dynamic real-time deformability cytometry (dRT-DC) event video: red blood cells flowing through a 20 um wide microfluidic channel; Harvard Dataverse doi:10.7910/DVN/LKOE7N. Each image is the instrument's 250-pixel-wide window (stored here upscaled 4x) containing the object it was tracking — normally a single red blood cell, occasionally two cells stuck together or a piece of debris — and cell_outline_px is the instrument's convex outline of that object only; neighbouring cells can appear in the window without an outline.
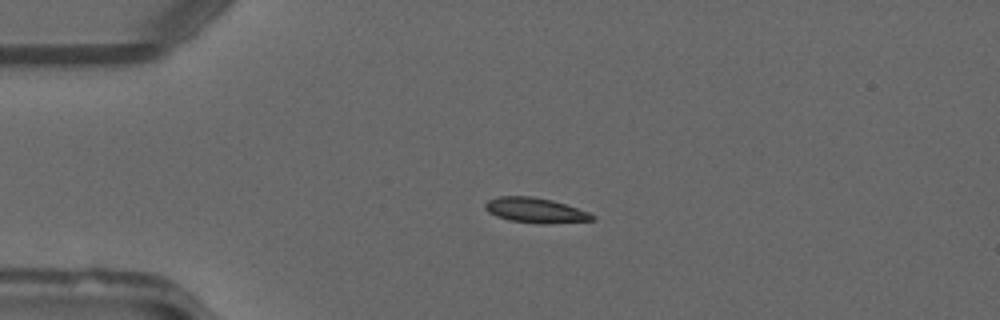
{"species": "common noctule bat (a hibernating species)", "species_latin": "Nyctalus noctula", "temperature_condition": "warm", "stored_images_in_passage": 50, "camera_frame_rate_fps": 3000, "um_per_image_px": 0.085, "animal": {"sex": "male", "forearm_length_mm": 52.5}, "frame": {"image": 1, "passage_image": 12, "time_ms": 3.667, "image_size_px": [1000, 320], "cell_outline_px": [[596, 220], [544, 224], [508, 220], [496, 216], [488, 212], [484, 208], [484, 204], [488, 200], [500, 196], [532, 196], [552, 200], [588, 212], [596, 216]], "centroid_in_image_um": [45.5, 17.88], "position_along_channel_um": 39.5, "area_um2": 15.61}}
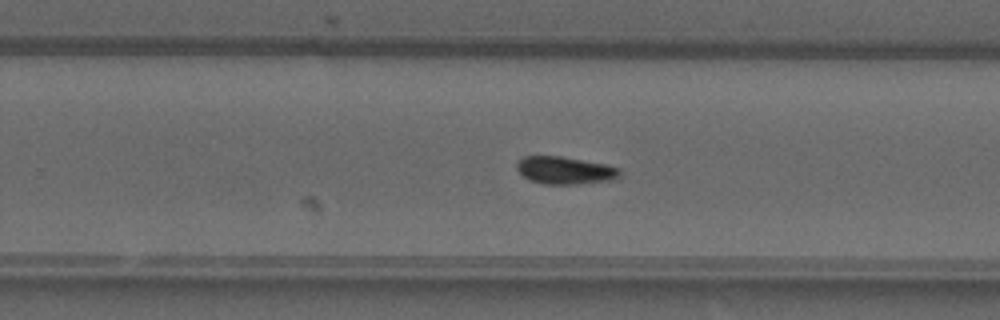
{"frame": {"image": 2, "passage_image": 32, "time_ms": 10.333, "image_size_px": [1000, 320], "cell_outline_px": [[620, 176], [612, 180], [576, 184], [544, 184], [528, 180], [516, 168], [516, 164], [524, 156], [560, 156], [608, 164], [620, 168]], "centroid_in_image_um": [48.04, 14.48], "position_along_channel_um": 281.8, "area_um2": 16.59}}
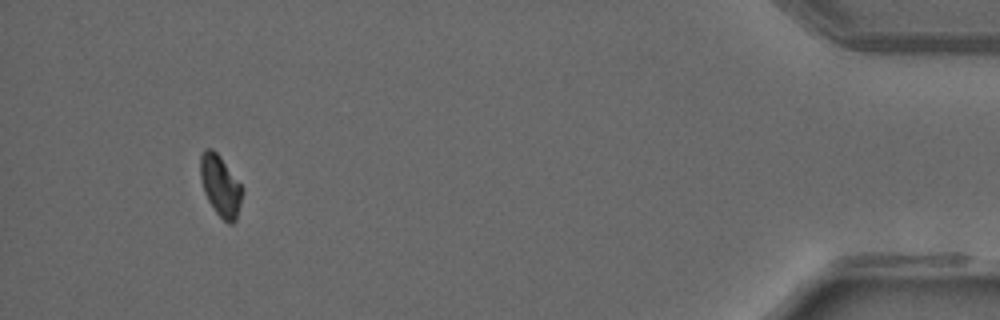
{"frame": {"image": 3, "passage_image": 47, "time_ms": 15.333, "image_size_px": [1000, 320], "cell_outline_px": [[244, 188], [236, 220], [232, 224], [228, 224], [216, 212], [208, 200], [204, 192], [200, 176], [200, 156], [204, 148], [212, 148], [220, 156]], "centroid_in_image_um": [18.73, 15.77], "position_along_channel_um": 416.5, "area_um2": 14.91}, "authors_computed_cell_mechanics": {"area_um2": 15.4904, "velocity_mm_per_s": 4.1107, "shape_relaxation_time_tau1_ms": 6.0353, "shape_relaxation_time_tau2_ms": null, "deformation_change_tau1": 0.162, "deformation_change_tau2": null}}